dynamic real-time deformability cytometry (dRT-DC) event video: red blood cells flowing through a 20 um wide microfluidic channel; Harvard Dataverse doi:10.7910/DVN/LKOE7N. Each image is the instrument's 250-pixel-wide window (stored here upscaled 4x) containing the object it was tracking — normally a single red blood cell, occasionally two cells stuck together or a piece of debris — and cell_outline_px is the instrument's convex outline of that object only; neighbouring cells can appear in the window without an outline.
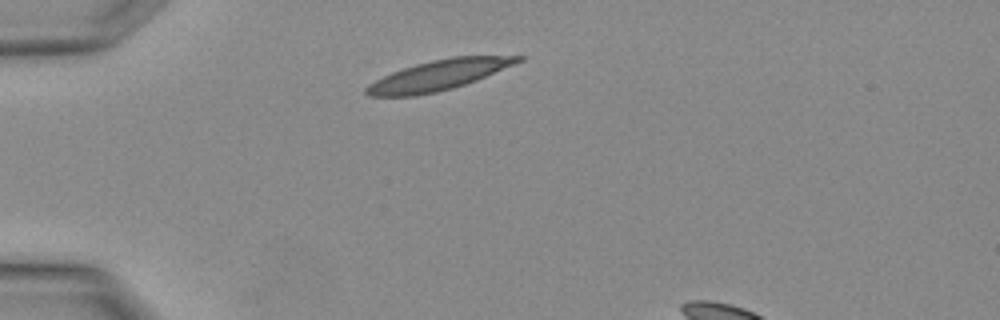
{"species": "Egyptian fruit bat (a non-hibernating species)", "species_latin": "Rousettus aegyptiacus", "temperature_condition": "warm", "stored_images_in_passage": 2, "camera_frame_rate_fps": 3000, "um_per_image_px": 0.085, "animal": {"sex": "female"}, "frame": {"image": 1, "passage_image": 1, "time_ms": 0.0, "image_size_px": [1000, 320], "cell_outline_px": [[524, 60], [476, 80], [452, 88], [436, 92], [416, 96], [368, 96], [364, 92], [364, 88], [368, 84], [392, 72], [416, 64], [432, 60], [452, 56], [524, 56]], "centroid_in_image_um": [37.25, 6.39], "position_along_channel_um": 47.7, "area_um2": 26.36}}